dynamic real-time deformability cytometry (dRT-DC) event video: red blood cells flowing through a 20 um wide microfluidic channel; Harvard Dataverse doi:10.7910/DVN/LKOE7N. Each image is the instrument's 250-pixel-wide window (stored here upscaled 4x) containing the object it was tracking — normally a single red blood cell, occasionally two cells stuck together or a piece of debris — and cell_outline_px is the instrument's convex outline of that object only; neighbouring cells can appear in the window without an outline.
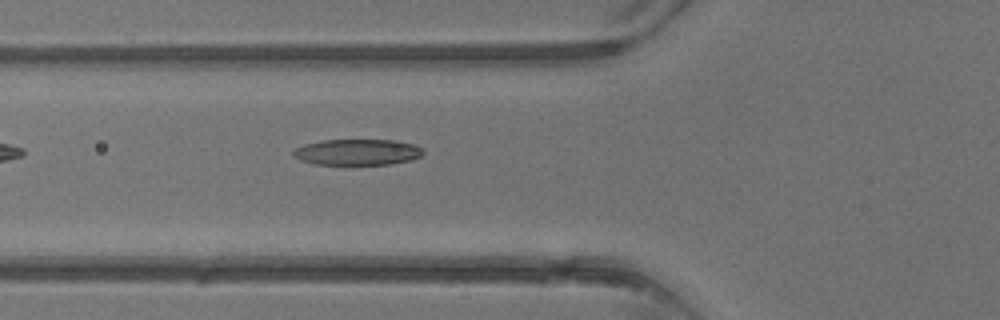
{"species": "common noctule bat (a hibernating species)", "species_latin": "Nyctalus noctula", "temperature_condition": "warm", "stored_images_in_passage": 5, "camera_frame_rate_fps": 3000, "um_per_image_px": 0.085, "animal": {"sex": "male", "body_mass_g": 13.3}, "frame": {"image": 1, "passage_image": 5, "time_ms": 4.667, "image_size_px": [1000, 320], "cell_outline_px": [[424, 152], [420, 156], [412, 160], [388, 164], [348, 168], [316, 164], [300, 160], [292, 156], [292, 152], [296, 148], [304, 144], [324, 140], [396, 140], [412, 144], [420, 148]], "centroid_in_image_um": [30.32, 12.98], "position_along_channel_um": 95.5, "area_um2": 20.58}}